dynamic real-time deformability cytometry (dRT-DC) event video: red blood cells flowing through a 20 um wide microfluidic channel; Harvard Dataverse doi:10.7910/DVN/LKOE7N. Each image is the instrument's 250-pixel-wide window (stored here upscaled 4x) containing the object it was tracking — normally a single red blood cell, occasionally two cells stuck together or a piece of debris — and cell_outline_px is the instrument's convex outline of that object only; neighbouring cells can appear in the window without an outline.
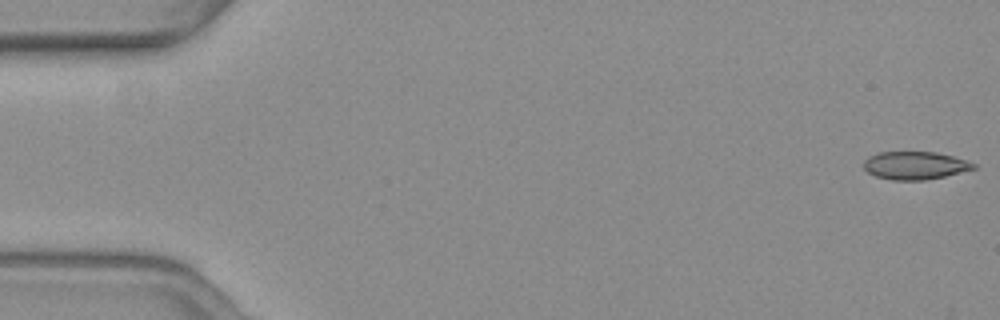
{"species": "common noctule bat (a hibernating species)", "species_latin": "Nyctalus noctula", "temperature_condition": "warm", "stored_images_in_passage": 56, "camera_frame_rate_fps": 3000, "um_per_image_px": 0.085, "animal": {"sex": "female", "body_mass_g": 19.3, "forearm_length_mm": 54.1}, "frame": {"image": 1, "passage_image": 1, "time_ms": 0.0, "image_size_px": [1000, 320], "cell_outline_px": [[976, 168], [944, 176], [924, 180], [892, 180], [876, 176], [868, 172], [864, 168], [864, 160], [868, 156], [880, 152], [936, 152], [952, 156], [976, 164]], "centroid_in_image_um": [77.74, 14.06], "position_along_channel_um": 7.3, "area_um2": 17.69}}
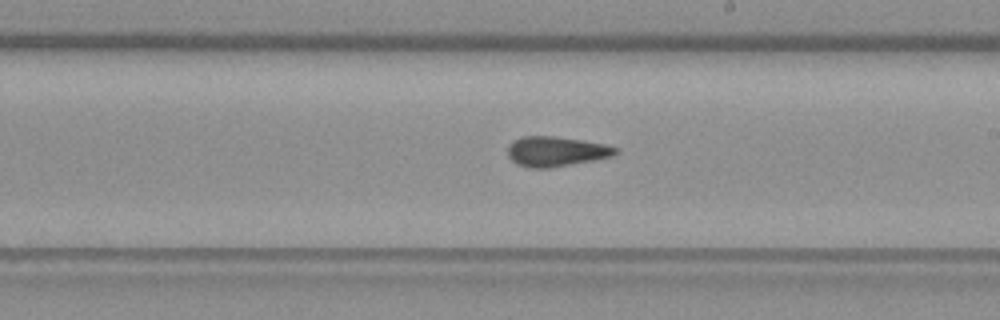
{"frame": {"image": 2, "passage_image": 32, "time_ms": 10.333, "image_size_px": [1000, 320], "cell_outline_px": [[616, 152], [612, 156], [592, 160], [548, 168], [528, 168], [516, 164], [508, 156], [508, 144], [512, 140], [524, 136], [556, 136], [604, 144], [616, 148]], "centroid_in_image_um": [47.18, 12.87], "position_along_channel_um": 241.8, "area_um2": 18.61}}
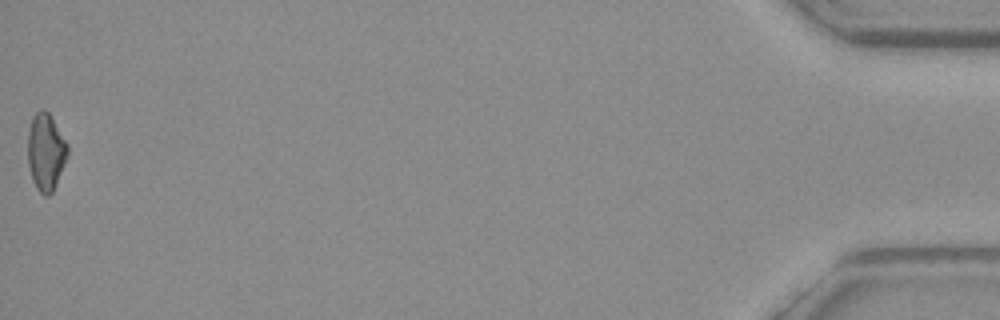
{"frame": {"image": 3, "passage_image": 56, "time_ms": 18.333, "image_size_px": [1000, 320], "cell_outline_px": [[68, 156], [56, 184], [52, 192], [48, 196], [44, 196], [36, 188], [32, 180], [28, 164], [28, 132], [32, 116], [40, 108], [44, 108], [52, 116], [68, 144]], "centroid_in_image_um": [3.9, 12.88], "position_along_channel_um": 431.3, "area_um2": 18.15}, "authors_computed_cell_mechanics": {"area_um2": 18.496, "velocity_mm_per_s": 3.6871, "shape_relaxation_time_tau1_ms": 6.0581, "shape_relaxation_time_tau2_ms": 2.6889, "deformation_change_tau1": 0.154, "deformation_change_tau2": 0.0926}}